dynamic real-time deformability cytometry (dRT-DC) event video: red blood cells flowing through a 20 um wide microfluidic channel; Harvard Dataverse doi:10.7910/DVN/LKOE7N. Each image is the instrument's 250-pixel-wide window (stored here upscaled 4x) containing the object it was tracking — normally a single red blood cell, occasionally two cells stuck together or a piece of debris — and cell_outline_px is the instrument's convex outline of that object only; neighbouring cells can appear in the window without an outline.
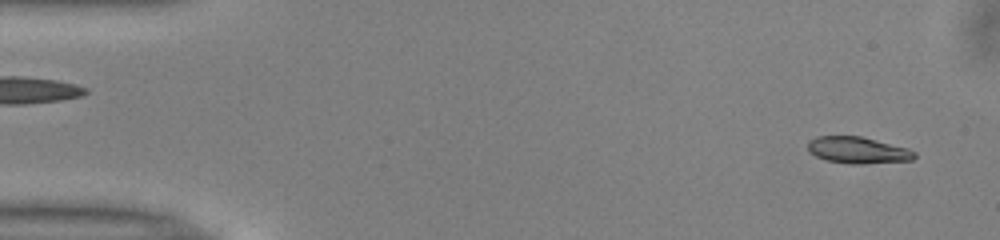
{"species": "common noctule bat (a hibernating species)", "species_latin": "Nyctalus noctula", "temperature_condition": "warm", "stored_images_in_passage": 50, "camera_frame_rate_fps": 3000, "um_per_image_px": 0.085, "animal": {"sex": "male", "body_mass_g": 13.0, "forearm_length_mm": 53.1}, "frame": {"image": 1, "passage_image": 2, "time_ms": 0.333, "image_size_px": [1000, 240], "cell_outline_px": [[916, 156], [912, 160], [860, 164], [848, 164], [828, 160], [816, 156], [808, 152], [808, 140], [816, 136], [860, 136], [908, 148], [916, 152]], "centroid_in_image_um": [72.9, 12.76], "position_along_channel_um": 12.1, "area_um2": 16.53}}
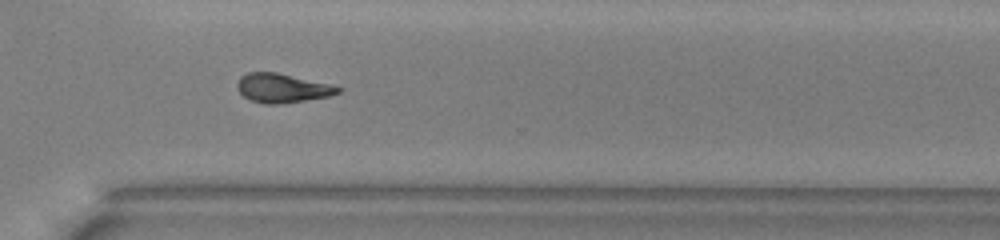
{"frame": {"image": 2, "passage_image": 36, "time_ms": 11.667, "image_size_px": [1000, 240], "cell_outline_px": [[340, 92], [328, 96], [280, 104], [264, 104], [248, 100], [236, 88], [236, 84], [240, 76], [248, 72], [276, 72], [332, 84], [340, 88]], "centroid_in_image_um": [23.94, 7.48], "position_along_channel_um": 346.7, "area_um2": 17.11}}
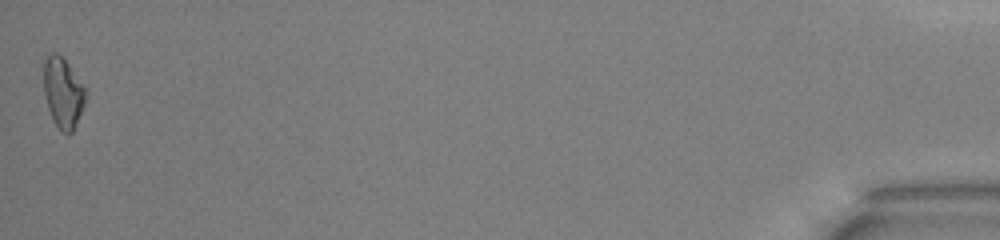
{"frame": {"image": 3, "passage_image": 50, "time_ms": 16.333, "image_size_px": [1000, 240], "cell_outline_px": [[88, 92], [84, 104], [72, 132], [68, 136], [60, 132], [48, 108], [44, 96], [44, 60], [52, 52], [56, 52], [68, 64]], "centroid_in_image_um": [5.36, 7.9], "position_along_channel_um": 429.8, "area_um2": 16.99}, "authors_computed_cell_mechanics": {"area_um2": 16.9643, "velocity_mm_per_s": 3.989, "shape_relaxation_time_tau1_ms": 6.4536, "shape_relaxation_time_tau2_ms": 7.0506, "deformation_change_tau1": 0.1892, "deformation_change_tau2": 0.1614}}